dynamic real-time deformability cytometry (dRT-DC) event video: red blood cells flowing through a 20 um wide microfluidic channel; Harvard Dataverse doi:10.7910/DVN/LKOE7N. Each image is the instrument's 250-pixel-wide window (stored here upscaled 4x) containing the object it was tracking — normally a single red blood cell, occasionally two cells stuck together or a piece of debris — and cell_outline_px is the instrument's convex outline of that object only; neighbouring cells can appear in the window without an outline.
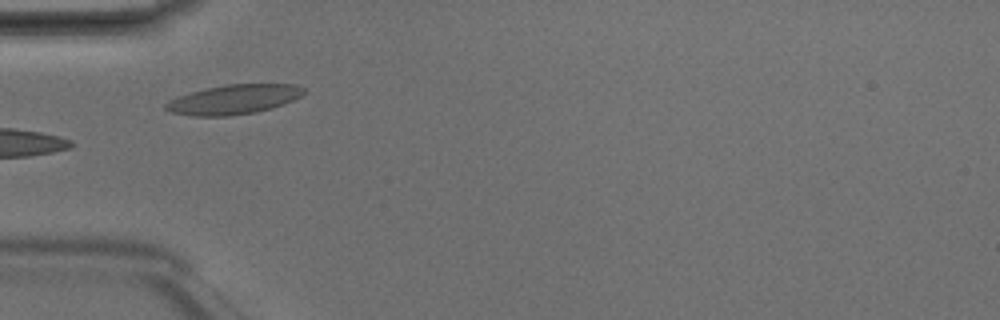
{"species": "Egyptian fruit bat (a non-hibernating species)", "species_latin": "Rousettus aegyptiacus", "temperature_condition": "room temperature", "stored_images_in_passage": 6, "camera_frame_rate_fps": 3000, "um_per_image_px": 0.085, "animal": {"sex": "male"}, "frame": {"image": 1, "passage_image": 4, "time_ms": 1.0, "image_size_px": [1000, 320], "cell_outline_px": [[304, 92], [300, 96], [284, 104], [272, 108], [256, 112], [228, 116], [192, 116], [172, 112], [164, 108], [164, 104], [168, 100], [176, 96], [208, 88], [228, 84], [292, 84], [304, 88]], "centroid_in_image_um": [19.83, 8.46], "position_along_channel_um": 65.2, "area_um2": 23.64}}